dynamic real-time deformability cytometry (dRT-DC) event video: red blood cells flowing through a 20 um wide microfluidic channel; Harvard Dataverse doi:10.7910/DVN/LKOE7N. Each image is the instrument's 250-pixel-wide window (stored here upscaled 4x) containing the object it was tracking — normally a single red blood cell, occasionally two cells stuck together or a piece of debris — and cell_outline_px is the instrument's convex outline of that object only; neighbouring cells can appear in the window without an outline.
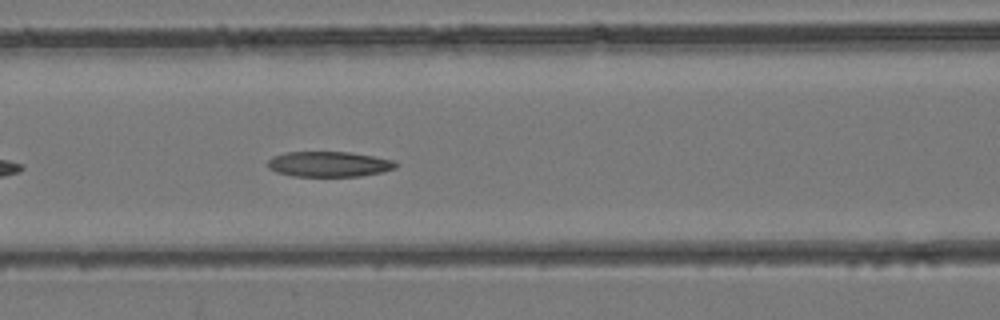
{"species": "common noctule bat (a hibernating species)", "species_latin": "Nyctalus noctula", "temperature_condition": "room temperature", "stored_images_in_passage": 31, "camera_frame_rate_fps": 3000, "um_per_image_px": 0.085, "animal": {"sex": "female", "body_mass_g": 24.6, "forearm_length_mm": 56.2}, "frame": {"image": 1, "passage_image": 7, "time_ms": 2.0, "image_size_px": [1000, 320], "cell_outline_px": [[400, 164], [396, 168], [384, 172], [360, 176], [292, 176], [276, 172], [268, 168], [268, 160], [272, 156], [284, 152], [352, 152], [392, 160]], "centroid_in_image_um": [27.97, 13.95], "position_along_channel_um": 138.6, "area_um2": 19.07}}
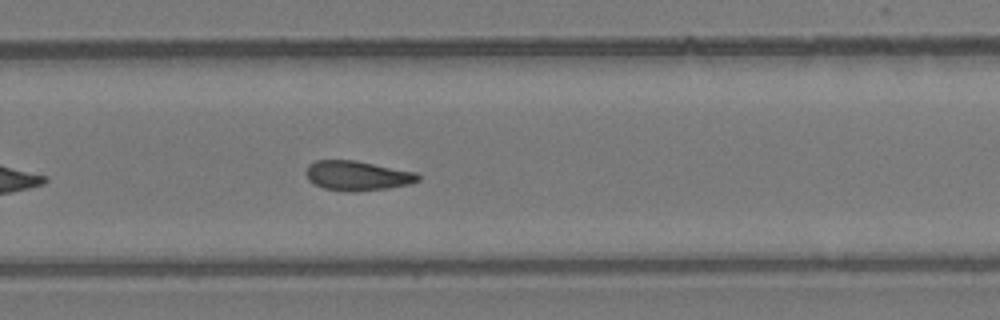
{"frame": {"image": 2, "passage_image": 17, "time_ms": 5.333, "image_size_px": [1000, 320], "cell_outline_px": [[420, 180], [412, 184], [388, 188], [356, 192], [348, 192], [324, 188], [308, 180], [304, 172], [308, 164], [316, 160], [356, 160], [416, 172], [420, 176]], "centroid_in_image_um": [30.37, 14.93], "position_along_channel_um": 299.4, "area_um2": 19.65}}
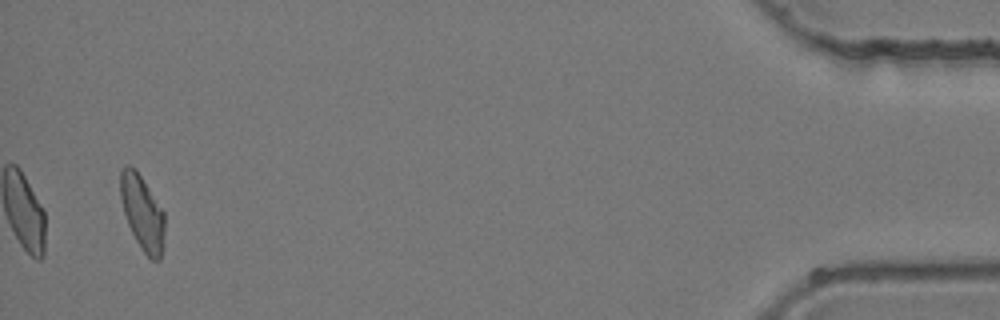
{"frame": {"image": 3, "passage_image": 30, "time_ms": 9.667, "image_size_px": [1000, 320], "cell_outline_px": [[164, 232], [160, 260], [152, 260], [144, 252], [136, 240], [128, 224], [124, 212], [120, 196], [120, 168], [124, 164], [128, 164], [136, 168], [164, 212]], "centroid_in_image_um": [12.07, 18.01], "position_along_channel_um": 423.1, "area_um2": 19.19}}